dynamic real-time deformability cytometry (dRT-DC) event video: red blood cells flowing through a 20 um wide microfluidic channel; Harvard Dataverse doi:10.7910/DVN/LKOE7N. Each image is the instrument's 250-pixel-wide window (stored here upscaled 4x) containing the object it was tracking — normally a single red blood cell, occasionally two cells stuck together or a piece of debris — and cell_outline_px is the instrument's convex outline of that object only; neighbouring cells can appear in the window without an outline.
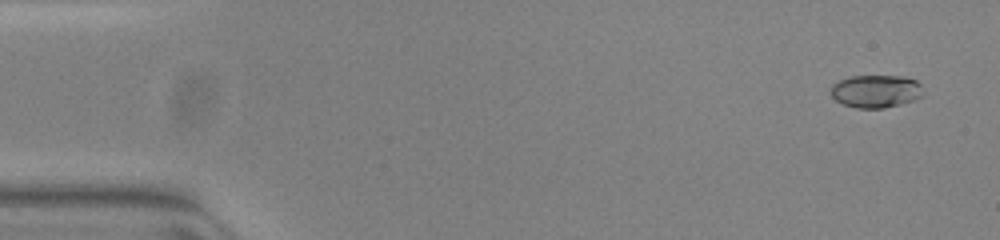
{"species": "common noctule bat (a hibernating species)", "species_latin": "Nyctalus noctula", "temperature_condition": "warm", "stored_images_in_passage": 53, "camera_frame_rate_fps": 3000, "um_per_image_px": 0.085, "animal": {"sex": "female", "body_mass_g": 23.0, "forearm_length_mm": 53.4}, "frame": {"image": 1, "passage_image": 3, "time_ms": 0.667, "image_size_px": [1000, 240], "cell_outline_px": [[924, 96], [900, 104], [884, 108], [856, 108], [844, 104], [836, 100], [832, 96], [832, 84], [848, 76], [904, 76], [916, 80], [920, 84], [924, 92]], "centroid_in_image_um": [74.48, 7.75], "position_along_channel_um": 10.5, "area_um2": 17.69}}
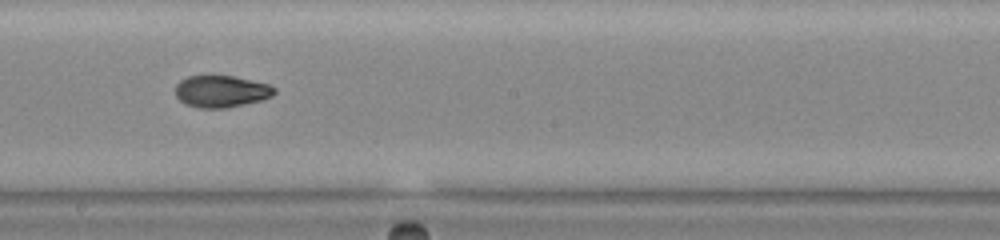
{"frame": {"image": 2, "passage_image": 30, "time_ms": 9.667, "image_size_px": [1000, 240], "cell_outline_px": [[276, 92], [272, 96], [260, 100], [244, 104], [224, 108], [200, 108], [188, 104], [180, 100], [176, 96], [176, 84], [180, 80], [188, 76], [208, 72], [232, 76], [252, 80], [268, 84], [276, 88]], "centroid_in_image_um": [18.78, 7.71], "position_along_channel_um": 229.4, "area_um2": 18.84}}
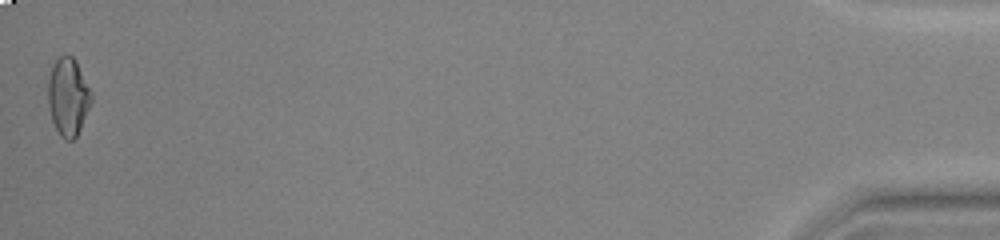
{"frame": {"image": 3, "passage_image": 53, "time_ms": 17.333, "image_size_px": [1000, 240], "cell_outline_px": [[92, 100], [80, 128], [76, 136], [72, 140], [64, 140], [60, 136], [52, 120], [48, 104], [48, 80], [52, 68], [56, 60], [64, 52], [72, 56], [76, 60], [92, 92]], "centroid_in_image_um": [5.79, 8.2], "position_along_channel_um": 429.4, "area_um2": 19.59}, "authors_computed_cell_mechanics": {"area_um2": 18.496, "velocity_mm_per_s": 3.8948, "shape_relaxation_time_tau1_ms": null, "shape_relaxation_time_tau2_ms": 1.7789, "deformation_change_tau1": null, "deformation_change_tau2": 0.0568}}